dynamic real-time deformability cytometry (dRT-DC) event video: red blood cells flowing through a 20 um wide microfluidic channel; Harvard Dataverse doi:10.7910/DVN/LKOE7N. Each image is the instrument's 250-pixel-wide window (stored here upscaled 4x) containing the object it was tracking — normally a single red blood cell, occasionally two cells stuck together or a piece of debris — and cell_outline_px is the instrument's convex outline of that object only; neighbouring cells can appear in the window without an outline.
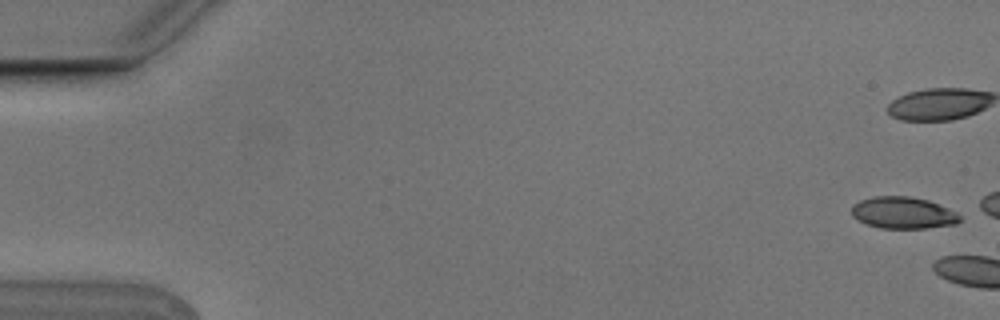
{"species": "Egyptian fruit bat (a non-hibernating species)", "species_latin": "Rousettus aegyptiacus", "temperature_condition": "cold", "stored_images_in_passage": 10, "segment_of_instrument_passage": [1, 2], "camera_frame_rate_fps": 3000, "um_per_image_px": 0.085, "animal": {"sex": "male"}, "frame": {"image": 1, "passage_image": 1, "time_ms": 0.0, "image_size_px": [1000, 320], "cell_outline_px": [[960, 220], [956, 224], [924, 228], [880, 228], [868, 224], [852, 216], [852, 204], [860, 200], [876, 196], [908, 196], [928, 200], [948, 208], [956, 212], [960, 216]], "centroid_in_image_um": [76.76, 18.08], "position_along_channel_um": 8.2, "area_um2": 19.88}}
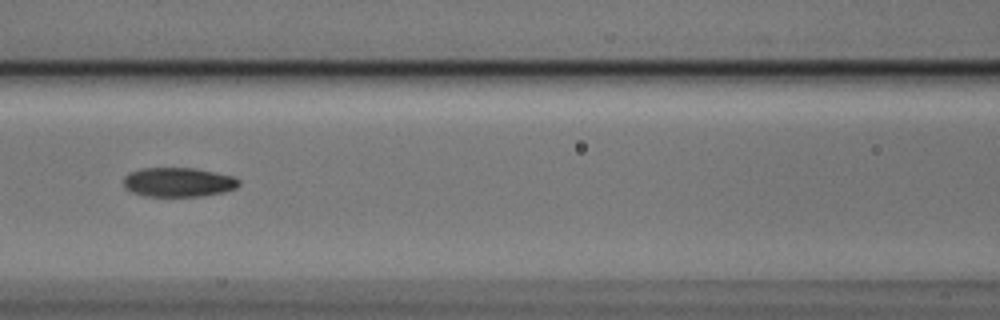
{"frame": {"image": 2, "passage_image": 9, "time_ms": 2.667, "image_size_px": [1000, 320], "cell_outline_px": [[240, 184], [236, 188], [224, 192], [200, 196], [144, 196], [132, 192], [124, 188], [124, 176], [128, 172], [140, 168], [196, 168], [236, 176], [240, 180]], "centroid_in_image_um": [15.17, 15.47], "position_along_channel_um": 151.4, "area_um2": 20.0}}